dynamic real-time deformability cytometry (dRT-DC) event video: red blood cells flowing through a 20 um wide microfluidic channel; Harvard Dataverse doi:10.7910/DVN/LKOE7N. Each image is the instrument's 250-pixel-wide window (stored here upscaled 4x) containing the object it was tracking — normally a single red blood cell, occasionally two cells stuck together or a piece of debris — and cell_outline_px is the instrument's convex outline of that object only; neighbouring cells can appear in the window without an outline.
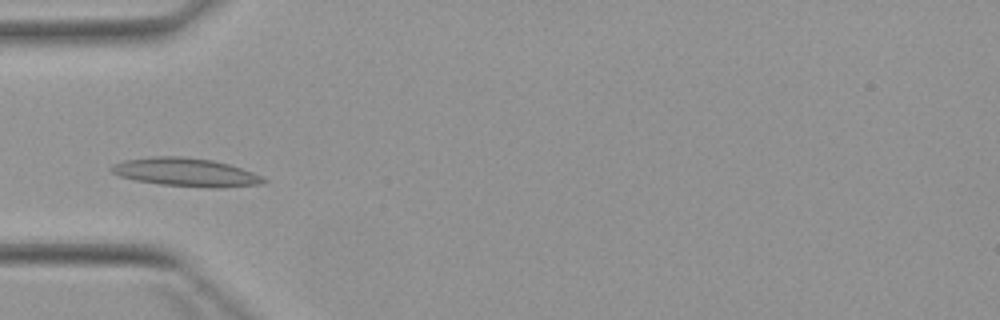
{"species": "Egyptian fruit bat (a non-hibernating species)", "species_latin": "Rousettus aegyptiacus", "temperature_condition": "warm", "stored_images_in_passage": 3, "camera_frame_rate_fps": 3000, "um_per_image_px": 0.085, "animal": {"sex": "female"}, "frame": {"image": 1, "passage_image": 3, "time_ms": 2.333, "image_size_px": [1000, 320], "cell_outline_px": [[268, 180], [264, 184], [220, 188], [208, 188], [160, 184], [136, 180], [120, 176], [112, 172], [108, 168], [124, 160], [152, 156], [184, 156], [212, 160], [228, 164], [264, 176]], "centroid_in_image_um": [15.84, 14.64], "position_along_channel_um": 69.2, "area_um2": 25.26}}